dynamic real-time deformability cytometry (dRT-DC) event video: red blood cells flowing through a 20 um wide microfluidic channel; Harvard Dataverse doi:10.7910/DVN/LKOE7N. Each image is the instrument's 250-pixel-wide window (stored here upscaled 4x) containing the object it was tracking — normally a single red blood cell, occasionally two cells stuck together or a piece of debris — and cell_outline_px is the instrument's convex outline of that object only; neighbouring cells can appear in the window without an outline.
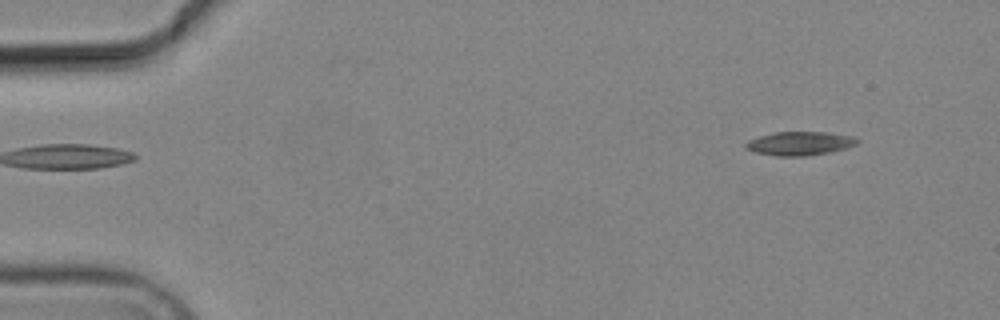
{"species": "common noctule bat (a hibernating species)", "species_latin": "Nyctalus noctula", "temperature_condition": "cold", "stored_images_in_passage": 8, "camera_frame_rate_fps": 3000, "um_per_image_px": 0.085, "animal": {"sex": "male", "body_mass_g": 19.2, "forearm_length_mm": 51.8}, "frame": {"image": 1, "passage_image": 1, "time_ms": 0.0, "image_size_px": [1000, 320], "cell_outline_px": [[860, 140], [856, 144], [848, 148], [828, 152], [804, 156], [776, 156], [756, 152], [744, 148], [744, 144], [748, 140], [772, 132], [824, 132], [852, 136]], "centroid_in_image_um": [67.96, 12.19], "position_along_channel_um": 17.0, "area_um2": 15.37}}
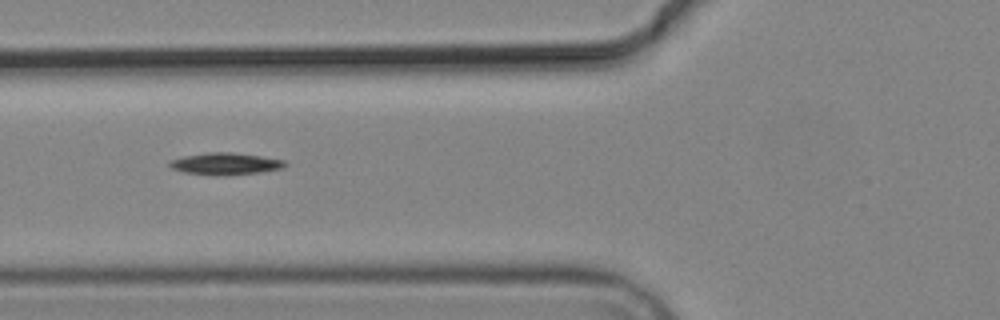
{"frame": {"image": 2, "passage_image": 5, "time_ms": 5.333, "image_size_px": [1000, 320], "cell_outline_px": [[288, 164], [284, 168], [260, 172], [224, 176], [216, 176], [184, 172], [172, 168], [168, 164], [172, 160], [184, 156], [208, 152], [232, 152], [260, 156], [284, 160]], "centroid_in_image_um": [19.19, 13.93], "position_along_channel_um": 106.6, "area_um2": 14.8}}
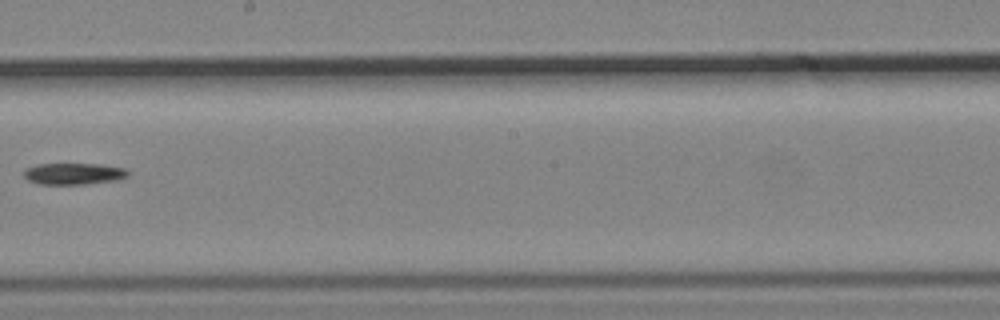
{"frame": {"image": 3, "passage_image": 8, "time_ms": 9.0, "image_size_px": [1000, 320], "cell_outline_px": [[128, 176], [116, 180], [88, 184], [40, 184], [28, 180], [24, 176], [24, 168], [36, 164], [100, 164], [124, 168], [128, 172]], "centroid_in_image_um": [6.23, 14.76], "position_along_channel_um": 242.0, "area_um2": 13.06}}